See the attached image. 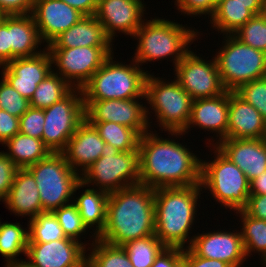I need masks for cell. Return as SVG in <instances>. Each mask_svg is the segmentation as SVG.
Wrapping results in <instances>:
<instances>
[{"instance_id": "2", "label": "cell", "mask_w": 266, "mask_h": 267, "mask_svg": "<svg viewBox=\"0 0 266 267\" xmlns=\"http://www.w3.org/2000/svg\"><path fill=\"white\" fill-rule=\"evenodd\" d=\"M155 235L154 188L137 184L109 193L106 224L98 239L115 246Z\"/></svg>"}, {"instance_id": "50", "label": "cell", "mask_w": 266, "mask_h": 267, "mask_svg": "<svg viewBox=\"0 0 266 267\" xmlns=\"http://www.w3.org/2000/svg\"><path fill=\"white\" fill-rule=\"evenodd\" d=\"M72 8L77 9L84 16L95 15L98 0H62Z\"/></svg>"}, {"instance_id": "24", "label": "cell", "mask_w": 266, "mask_h": 267, "mask_svg": "<svg viewBox=\"0 0 266 267\" xmlns=\"http://www.w3.org/2000/svg\"><path fill=\"white\" fill-rule=\"evenodd\" d=\"M10 212L35 218L44 213L35 177L28 169H18L6 199L3 201Z\"/></svg>"}, {"instance_id": "52", "label": "cell", "mask_w": 266, "mask_h": 267, "mask_svg": "<svg viewBox=\"0 0 266 267\" xmlns=\"http://www.w3.org/2000/svg\"><path fill=\"white\" fill-rule=\"evenodd\" d=\"M219 2L251 3V12L254 15H259L262 0H220Z\"/></svg>"}, {"instance_id": "25", "label": "cell", "mask_w": 266, "mask_h": 267, "mask_svg": "<svg viewBox=\"0 0 266 267\" xmlns=\"http://www.w3.org/2000/svg\"><path fill=\"white\" fill-rule=\"evenodd\" d=\"M102 24L92 16H84L75 25L56 37L46 48L112 46Z\"/></svg>"}, {"instance_id": "55", "label": "cell", "mask_w": 266, "mask_h": 267, "mask_svg": "<svg viewBox=\"0 0 266 267\" xmlns=\"http://www.w3.org/2000/svg\"><path fill=\"white\" fill-rule=\"evenodd\" d=\"M5 267H29L25 262L23 263H12V264H5Z\"/></svg>"}, {"instance_id": "9", "label": "cell", "mask_w": 266, "mask_h": 267, "mask_svg": "<svg viewBox=\"0 0 266 267\" xmlns=\"http://www.w3.org/2000/svg\"><path fill=\"white\" fill-rule=\"evenodd\" d=\"M225 36L215 55L225 89L234 92L245 83L266 77V53L244 44L233 34Z\"/></svg>"}, {"instance_id": "26", "label": "cell", "mask_w": 266, "mask_h": 267, "mask_svg": "<svg viewBox=\"0 0 266 267\" xmlns=\"http://www.w3.org/2000/svg\"><path fill=\"white\" fill-rule=\"evenodd\" d=\"M9 39L11 61L16 58L32 57L42 52V40L31 14L9 15Z\"/></svg>"}, {"instance_id": "35", "label": "cell", "mask_w": 266, "mask_h": 267, "mask_svg": "<svg viewBox=\"0 0 266 267\" xmlns=\"http://www.w3.org/2000/svg\"><path fill=\"white\" fill-rule=\"evenodd\" d=\"M122 247L134 267H150L166 246L155 235H149L128 241Z\"/></svg>"}, {"instance_id": "15", "label": "cell", "mask_w": 266, "mask_h": 267, "mask_svg": "<svg viewBox=\"0 0 266 267\" xmlns=\"http://www.w3.org/2000/svg\"><path fill=\"white\" fill-rule=\"evenodd\" d=\"M86 243L69 237L48 243H28L29 267H83L87 264Z\"/></svg>"}, {"instance_id": "37", "label": "cell", "mask_w": 266, "mask_h": 267, "mask_svg": "<svg viewBox=\"0 0 266 267\" xmlns=\"http://www.w3.org/2000/svg\"><path fill=\"white\" fill-rule=\"evenodd\" d=\"M233 35L244 44L266 53V21L260 15H254Z\"/></svg>"}, {"instance_id": "21", "label": "cell", "mask_w": 266, "mask_h": 267, "mask_svg": "<svg viewBox=\"0 0 266 267\" xmlns=\"http://www.w3.org/2000/svg\"><path fill=\"white\" fill-rule=\"evenodd\" d=\"M215 146L243 171L249 182L266 172V138L223 139Z\"/></svg>"}, {"instance_id": "32", "label": "cell", "mask_w": 266, "mask_h": 267, "mask_svg": "<svg viewBox=\"0 0 266 267\" xmlns=\"http://www.w3.org/2000/svg\"><path fill=\"white\" fill-rule=\"evenodd\" d=\"M240 215L242 222L241 237L244 245L246 257L252 253L261 254V263L266 264V221L252 218L243 210L235 211Z\"/></svg>"}, {"instance_id": "23", "label": "cell", "mask_w": 266, "mask_h": 267, "mask_svg": "<svg viewBox=\"0 0 266 267\" xmlns=\"http://www.w3.org/2000/svg\"><path fill=\"white\" fill-rule=\"evenodd\" d=\"M266 138V121L258 110L229 91L227 139Z\"/></svg>"}, {"instance_id": "19", "label": "cell", "mask_w": 266, "mask_h": 267, "mask_svg": "<svg viewBox=\"0 0 266 267\" xmlns=\"http://www.w3.org/2000/svg\"><path fill=\"white\" fill-rule=\"evenodd\" d=\"M31 15L45 46L84 17L62 0H34Z\"/></svg>"}, {"instance_id": "44", "label": "cell", "mask_w": 266, "mask_h": 267, "mask_svg": "<svg viewBox=\"0 0 266 267\" xmlns=\"http://www.w3.org/2000/svg\"><path fill=\"white\" fill-rule=\"evenodd\" d=\"M11 61V45L9 39V15L0 20V66Z\"/></svg>"}, {"instance_id": "17", "label": "cell", "mask_w": 266, "mask_h": 267, "mask_svg": "<svg viewBox=\"0 0 266 267\" xmlns=\"http://www.w3.org/2000/svg\"><path fill=\"white\" fill-rule=\"evenodd\" d=\"M52 67L51 54L46 47L35 56L16 58L0 66L1 77L29 101L37 85L53 70Z\"/></svg>"}, {"instance_id": "57", "label": "cell", "mask_w": 266, "mask_h": 267, "mask_svg": "<svg viewBox=\"0 0 266 267\" xmlns=\"http://www.w3.org/2000/svg\"><path fill=\"white\" fill-rule=\"evenodd\" d=\"M2 17H3V14L0 12V20L2 19Z\"/></svg>"}, {"instance_id": "29", "label": "cell", "mask_w": 266, "mask_h": 267, "mask_svg": "<svg viewBox=\"0 0 266 267\" xmlns=\"http://www.w3.org/2000/svg\"><path fill=\"white\" fill-rule=\"evenodd\" d=\"M254 14L251 12V3L218 2L214 15L210 18L212 28L223 33L234 34L246 24Z\"/></svg>"}, {"instance_id": "13", "label": "cell", "mask_w": 266, "mask_h": 267, "mask_svg": "<svg viewBox=\"0 0 266 267\" xmlns=\"http://www.w3.org/2000/svg\"><path fill=\"white\" fill-rule=\"evenodd\" d=\"M206 61L191 50L174 67V77L193 100L225 93L215 57Z\"/></svg>"}, {"instance_id": "46", "label": "cell", "mask_w": 266, "mask_h": 267, "mask_svg": "<svg viewBox=\"0 0 266 267\" xmlns=\"http://www.w3.org/2000/svg\"><path fill=\"white\" fill-rule=\"evenodd\" d=\"M242 210L252 218L266 221V194H250Z\"/></svg>"}, {"instance_id": "20", "label": "cell", "mask_w": 266, "mask_h": 267, "mask_svg": "<svg viewBox=\"0 0 266 267\" xmlns=\"http://www.w3.org/2000/svg\"><path fill=\"white\" fill-rule=\"evenodd\" d=\"M229 115V91L213 98L193 100L191 115L186 128L182 132H169L174 137L185 136L190 127L205 129L216 133L219 139L212 147L223 139H227ZM183 134V135H182Z\"/></svg>"}, {"instance_id": "3", "label": "cell", "mask_w": 266, "mask_h": 267, "mask_svg": "<svg viewBox=\"0 0 266 267\" xmlns=\"http://www.w3.org/2000/svg\"><path fill=\"white\" fill-rule=\"evenodd\" d=\"M201 191L200 184L154 189L155 236L166 247L184 249L191 245L189 233H192Z\"/></svg>"}, {"instance_id": "8", "label": "cell", "mask_w": 266, "mask_h": 267, "mask_svg": "<svg viewBox=\"0 0 266 267\" xmlns=\"http://www.w3.org/2000/svg\"><path fill=\"white\" fill-rule=\"evenodd\" d=\"M173 80L167 82L149 72L144 94L159 127L166 132H182L190 119L193 98Z\"/></svg>"}, {"instance_id": "16", "label": "cell", "mask_w": 266, "mask_h": 267, "mask_svg": "<svg viewBox=\"0 0 266 267\" xmlns=\"http://www.w3.org/2000/svg\"><path fill=\"white\" fill-rule=\"evenodd\" d=\"M144 5V0H98L94 16L111 41L119 32L133 37L145 20Z\"/></svg>"}, {"instance_id": "36", "label": "cell", "mask_w": 266, "mask_h": 267, "mask_svg": "<svg viewBox=\"0 0 266 267\" xmlns=\"http://www.w3.org/2000/svg\"><path fill=\"white\" fill-rule=\"evenodd\" d=\"M28 243H48L67 238L53 212L40 213L28 221Z\"/></svg>"}, {"instance_id": "51", "label": "cell", "mask_w": 266, "mask_h": 267, "mask_svg": "<svg viewBox=\"0 0 266 267\" xmlns=\"http://www.w3.org/2000/svg\"><path fill=\"white\" fill-rule=\"evenodd\" d=\"M250 194H266V172L250 182Z\"/></svg>"}, {"instance_id": "4", "label": "cell", "mask_w": 266, "mask_h": 267, "mask_svg": "<svg viewBox=\"0 0 266 267\" xmlns=\"http://www.w3.org/2000/svg\"><path fill=\"white\" fill-rule=\"evenodd\" d=\"M195 30L165 18L144 20L133 36L138 43L132 59L141 66L142 63L171 56L175 67L191 50V43L200 35Z\"/></svg>"}, {"instance_id": "47", "label": "cell", "mask_w": 266, "mask_h": 267, "mask_svg": "<svg viewBox=\"0 0 266 267\" xmlns=\"http://www.w3.org/2000/svg\"><path fill=\"white\" fill-rule=\"evenodd\" d=\"M183 261L186 263L187 267H231L221 260L199 257L189 248L183 249Z\"/></svg>"}, {"instance_id": "27", "label": "cell", "mask_w": 266, "mask_h": 267, "mask_svg": "<svg viewBox=\"0 0 266 267\" xmlns=\"http://www.w3.org/2000/svg\"><path fill=\"white\" fill-rule=\"evenodd\" d=\"M87 187L89 188L83 190L84 192L76 197V199L73 200V203L77 206L82 222L87 229L96 227L93 229L95 230L93 231L95 233H92L91 236L95 239L102 233L106 224L109 193L96 188L94 189V187Z\"/></svg>"}, {"instance_id": "38", "label": "cell", "mask_w": 266, "mask_h": 267, "mask_svg": "<svg viewBox=\"0 0 266 267\" xmlns=\"http://www.w3.org/2000/svg\"><path fill=\"white\" fill-rule=\"evenodd\" d=\"M66 237L80 241L88 230L82 222L77 206L71 202L53 211ZM80 239V240H79Z\"/></svg>"}, {"instance_id": "49", "label": "cell", "mask_w": 266, "mask_h": 267, "mask_svg": "<svg viewBox=\"0 0 266 267\" xmlns=\"http://www.w3.org/2000/svg\"><path fill=\"white\" fill-rule=\"evenodd\" d=\"M177 6V10L182 14L187 16L194 15L202 16L203 14V0H175V4Z\"/></svg>"}, {"instance_id": "1", "label": "cell", "mask_w": 266, "mask_h": 267, "mask_svg": "<svg viewBox=\"0 0 266 267\" xmlns=\"http://www.w3.org/2000/svg\"><path fill=\"white\" fill-rule=\"evenodd\" d=\"M186 147L151 130L143 134L138 145L140 184L154 189L200 184L201 159Z\"/></svg>"}, {"instance_id": "7", "label": "cell", "mask_w": 266, "mask_h": 267, "mask_svg": "<svg viewBox=\"0 0 266 267\" xmlns=\"http://www.w3.org/2000/svg\"><path fill=\"white\" fill-rule=\"evenodd\" d=\"M213 149V161L201 160V188L208 189L220 206L234 212L242 210L250 196V182L215 145Z\"/></svg>"}, {"instance_id": "5", "label": "cell", "mask_w": 266, "mask_h": 267, "mask_svg": "<svg viewBox=\"0 0 266 267\" xmlns=\"http://www.w3.org/2000/svg\"><path fill=\"white\" fill-rule=\"evenodd\" d=\"M113 56L112 53L81 88L83 100L145 99L148 71L145 72L133 59L132 64L126 65L114 61Z\"/></svg>"}, {"instance_id": "18", "label": "cell", "mask_w": 266, "mask_h": 267, "mask_svg": "<svg viewBox=\"0 0 266 267\" xmlns=\"http://www.w3.org/2000/svg\"><path fill=\"white\" fill-rule=\"evenodd\" d=\"M195 235L191 238L192 243L188 248L199 257L221 260L231 267H241L248 259L239 230L236 232L214 230Z\"/></svg>"}, {"instance_id": "45", "label": "cell", "mask_w": 266, "mask_h": 267, "mask_svg": "<svg viewBox=\"0 0 266 267\" xmlns=\"http://www.w3.org/2000/svg\"><path fill=\"white\" fill-rule=\"evenodd\" d=\"M34 0H0L3 15L31 14Z\"/></svg>"}, {"instance_id": "48", "label": "cell", "mask_w": 266, "mask_h": 267, "mask_svg": "<svg viewBox=\"0 0 266 267\" xmlns=\"http://www.w3.org/2000/svg\"><path fill=\"white\" fill-rule=\"evenodd\" d=\"M182 257V248L165 247L150 267H173Z\"/></svg>"}, {"instance_id": "56", "label": "cell", "mask_w": 266, "mask_h": 267, "mask_svg": "<svg viewBox=\"0 0 266 267\" xmlns=\"http://www.w3.org/2000/svg\"><path fill=\"white\" fill-rule=\"evenodd\" d=\"M173 267H187V265L183 261V257H182Z\"/></svg>"}, {"instance_id": "30", "label": "cell", "mask_w": 266, "mask_h": 267, "mask_svg": "<svg viewBox=\"0 0 266 267\" xmlns=\"http://www.w3.org/2000/svg\"><path fill=\"white\" fill-rule=\"evenodd\" d=\"M23 228L20 223H2L0 220V254L6 258L7 264L24 262L16 258L21 253L26 256L29 234Z\"/></svg>"}, {"instance_id": "40", "label": "cell", "mask_w": 266, "mask_h": 267, "mask_svg": "<svg viewBox=\"0 0 266 267\" xmlns=\"http://www.w3.org/2000/svg\"><path fill=\"white\" fill-rule=\"evenodd\" d=\"M30 108V101L19 94L3 77L0 82V109L20 118Z\"/></svg>"}, {"instance_id": "39", "label": "cell", "mask_w": 266, "mask_h": 267, "mask_svg": "<svg viewBox=\"0 0 266 267\" xmlns=\"http://www.w3.org/2000/svg\"><path fill=\"white\" fill-rule=\"evenodd\" d=\"M234 92L258 110L266 121V77L245 83Z\"/></svg>"}, {"instance_id": "14", "label": "cell", "mask_w": 266, "mask_h": 267, "mask_svg": "<svg viewBox=\"0 0 266 267\" xmlns=\"http://www.w3.org/2000/svg\"><path fill=\"white\" fill-rule=\"evenodd\" d=\"M139 99L84 101L85 119L88 122L119 123L134 129L142 136L149 131L152 122L149 120V107L141 104Z\"/></svg>"}, {"instance_id": "53", "label": "cell", "mask_w": 266, "mask_h": 267, "mask_svg": "<svg viewBox=\"0 0 266 267\" xmlns=\"http://www.w3.org/2000/svg\"><path fill=\"white\" fill-rule=\"evenodd\" d=\"M220 0H203V15H208L210 18L214 15L216 10V4Z\"/></svg>"}, {"instance_id": "54", "label": "cell", "mask_w": 266, "mask_h": 267, "mask_svg": "<svg viewBox=\"0 0 266 267\" xmlns=\"http://www.w3.org/2000/svg\"><path fill=\"white\" fill-rule=\"evenodd\" d=\"M259 15L266 21V0H262Z\"/></svg>"}, {"instance_id": "11", "label": "cell", "mask_w": 266, "mask_h": 267, "mask_svg": "<svg viewBox=\"0 0 266 267\" xmlns=\"http://www.w3.org/2000/svg\"><path fill=\"white\" fill-rule=\"evenodd\" d=\"M42 141L52 153H61L79 125L85 120L81 88H74L61 101L44 109Z\"/></svg>"}, {"instance_id": "42", "label": "cell", "mask_w": 266, "mask_h": 267, "mask_svg": "<svg viewBox=\"0 0 266 267\" xmlns=\"http://www.w3.org/2000/svg\"><path fill=\"white\" fill-rule=\"evenodd\" d=\"M19 168L4 153L0 152V201L6 199L9 190L13 184V179Z\"/></svg>"}, {"instance_id": "10", "label": "cell", "mask_w": 266, "mask_h": 267, "mask_svg": "<svg viewBox=\"0 0 266 267\" xmlns=\"http://www.w3.org/2000/svg\"><path fill=\"white\" fill-rule=\"evenodd\" d=\"M87 186L112 193L140 184L139 150L120 152L105 143L102 155L80 176Z\"/></svg>"}, {"instance_id": "43", "label": "cell", "mask_w": 266, "mask_h": 267, "mask_svg": "<svg viewBox=\"0 0 266 267\" xmlns=\"http://www.w3.org/2000/svg\"><path fill=\"white\" fill-rule=\"evenodd\" d=\"M19 133V118L0 109V144Z\"/></svg>"}, {"instance_id": "12", "label": "cell", "mask_w": 266, "mask_h": 267, "mask_svg": "<svg viewBox=\"0 0 266 267\" xmlns=\"http://www.w3.org/2000/svg\"><path fill=\"white\" fill-rule=\"evenodd\" d=\"M55 73L73 88H82L113 53L112 46L47 48ZM58 71V72H57Z\"/></svg>"}, {"instance_id": "41", "label": "cell", "mask_w": 266, "mask_h": 267, "mask_svg": "<svg viewBox=\"0 0 266 267\" xmlns=\"http://www.w3.org/2000/svg\"><path fill=\"white\" fill-rule=\"evenodd\" d=\"M44 121V110L30 107L19 118V132L42 140Z\"/></svg>"}, {"instance_id": "34", "label": "cell", "mask_w": 266, "mask_h": 267, "mask_svg": "<svg viewBox=\"0 0 266 267\" xmlns=\"http://www.w3.org/2000/svg\"><path fill=\"white\" fill-rule=\"evenodd\" d=\"M87 250L91 251L87 256L90 267H134L122 246L111 245L95 238Z\"/></svg>"}, {"instance_id": "33", "label": "cell", "mask_w": 266, "mask_h": 267, "mask_svg": "<svg viewBox=\"0 0 266 267\" xmlns=\"http://www.w3.org/2000/svg\"><path fill=\"white\" fill-rule=\"evenodd\" d=\"M105 143L111 144L120 152L138 150L140 135L128 126L115 122H89Z\"/></svg>"}, {"instance_id": "31", "label": "cell", "mask_w": 266, "mask_h": 267, "mask_svg": "<svg viewBox=\"0 0 266 267\" xmlns=\"http://www.w3.org/2000/svg\"><path fill=\"white\" fill-rule=\"evenodd\" d=\"M74 88L65 81L53 69L43 81L37 85L32 98L30 99V107L38 109H46L54 103L65 98Z\"/></svg>"}, {"instance_id": "6", "label": "cell", "mask_w": 266, "mask_h": 267, "mask_svg": "<svg viewBox=\"0 0 266 267\" xmlns=\"http://www.w3.org/2000/svg\"><path fill=\"white\" fill-rule=\"evenodd\" d=\"M27 169L35 177L44 212H53L73 202L75 192L85 186L62 153L51 152Z\"/></svg>"}, {"instance_id": "28", "label": "cell", "mask_w": 266, "mask_h": 267, "mask_svg": "<svg viewBox=\"0 0 266 267\" xmlns=\"http://www.w3.org/2000/svg\"><path fill=\"white\" fill-rule=\"evenodd\" d=\"M4 144L5 147H8V152L4 153L19 169H27L51 153L42 140L20 132Z\"/></svg>"}, {"instance_id": "22", "label": "cell", "mask_w": 266, "mask_h": 267, "mask_svg": "<svg viewBox=\"0 0 266 267\" xmlns=\"http://www.w3.org/2000/svg\"><path fill=\"white\" fill-rule=\"evenodd\" d=\"M104 145L105 141L95 127L85 119L61 153L72 169L81 176L101 157Z\"/></svg>"}]
</instances>
